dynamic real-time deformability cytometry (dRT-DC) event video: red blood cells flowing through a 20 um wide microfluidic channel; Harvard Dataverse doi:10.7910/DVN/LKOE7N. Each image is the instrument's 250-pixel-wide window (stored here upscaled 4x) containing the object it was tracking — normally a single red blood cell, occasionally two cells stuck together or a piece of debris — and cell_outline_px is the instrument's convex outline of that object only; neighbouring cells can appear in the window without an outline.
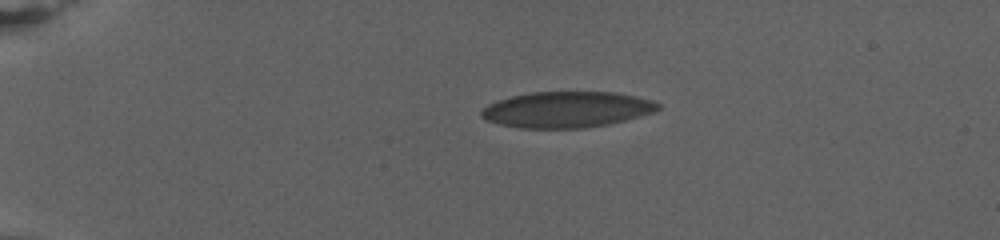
{"species": "human", "species_latin": "Homo sapiens", "temperature_condition": "warm", "stored_images_in_passage": 63, "camera_frame_rate_fps": 3000, "um_per_image_px": 0.085, "donor": {"sex": "female"}, "frame": {"image": 1, "passage_image": 1, "time_ms": 0.0, "image_size_px": [1000, 240], "cell_outline_px": [[660, 108], [652, 112], [640, 116], [608, 124], [584, 128], [520, 128], [500, 124], [488, 120], [480, 116], [480, 112], [488, 104], [512, 96], [532, 92], [612, 92], [636, 96], [652, 100], [660, 104]], "centroid_in_image_um": [48.18, 9.31], "position_along_channel_um": 36.8, "area_um2": 36.76}}
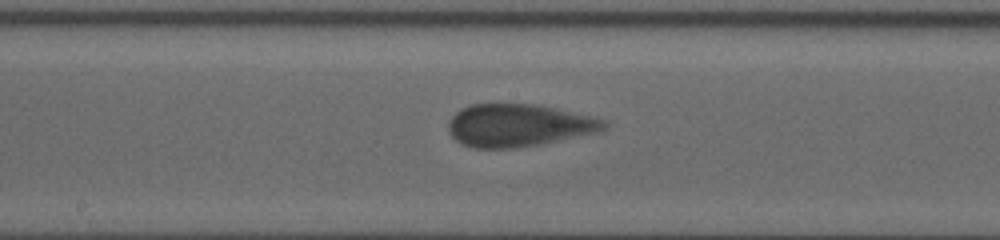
{"frame": {"image": 2, "passage_image": 28, "time_ms": 9.0, "image_size_px": [1000, 240], "cell_outline_px": [[608, 128], [600, 132], [540, 144], [512, 148], [476, 148], [460, 144], [448, 132], [448, 120], [460, 108], [472, 104], [536, 104], [588, 116], [604, 120], [608, 124]], "centroid_in_image_um": [44.04, 10.66], "position_along_channel_um": 204.2, "area_um2": 38.55}}
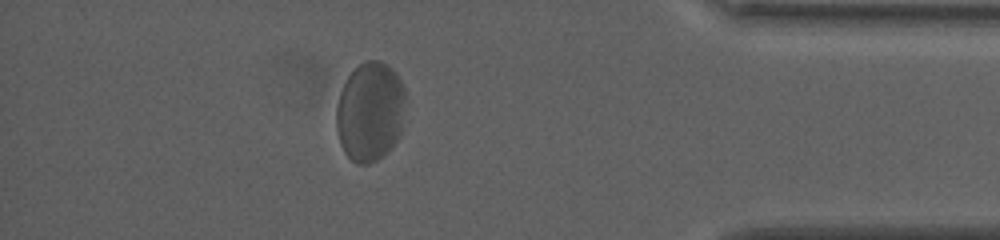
{"frame": {"image": 3, "passage_image": 54, "time_ms": 17.667, "image_size_px": [1000, 240], "cell_outline_px": [[404, 128], [400, 136], [392, 148], [376, 160], [368, 164], [356, 164], [344, 152], [340, 144], [336, 128], [336, 108], [340, 92], [348, 76], [364, 60], [380, 60], [388, 64], [396, 72], [404, 88]], "centroid_in_image_um": [31.47, 9.5], "position_along_channel_um": 403.7, "area_um2": 40.63}, "authors_computed_cell_mechanics": {"area_um2": 38.726, "velocity_mm_per_s": 2.6215, "shape_relaxation_time_tau1_ms": 4.9221, "shape_relaxation_time_tau2_ms": null, "deformation_change_tau1": 0.1061, "deformation_change_tau2": null}}